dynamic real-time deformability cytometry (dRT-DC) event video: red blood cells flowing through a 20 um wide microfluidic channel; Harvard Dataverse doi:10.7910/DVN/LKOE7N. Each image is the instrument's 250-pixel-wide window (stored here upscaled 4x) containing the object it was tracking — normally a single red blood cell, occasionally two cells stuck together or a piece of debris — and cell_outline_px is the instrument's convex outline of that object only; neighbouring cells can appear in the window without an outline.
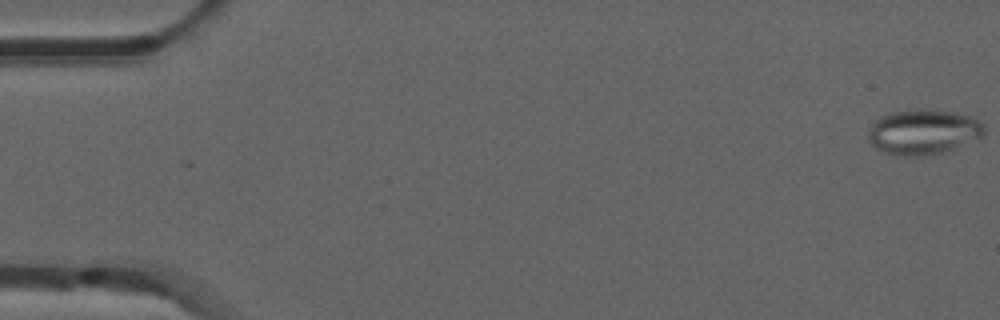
{"species": "common noctule bat (a hibernating species)", "species_latin": "Nyctalus noctula", "temperature_condition": "room temperature", "stored_images_in_passage": 53, "camera_frame_rate_fps": 3000, "um_per_image_px": 0.085, "animal": {"sex": "male", "forearm_length_mm": 52.5}, "frame": {"image": 1, "passage_image": 1, "time_ms": 0.0, "image_size_px": [1000, 320], "cell_outline_px": [[984, 136], [956, 148], [940, 152], [920, 156], [904, 156], [888, 152], [876, 148], [868, 140], [868, 128], [880, 116], [892, 112], [920, 108], [956, 112], [968, 116], [984, 124]], "centroid_in_image_um": [78.48, 11.2], "position_along_channel_um": 6.5, "area_um2": 30.4}}
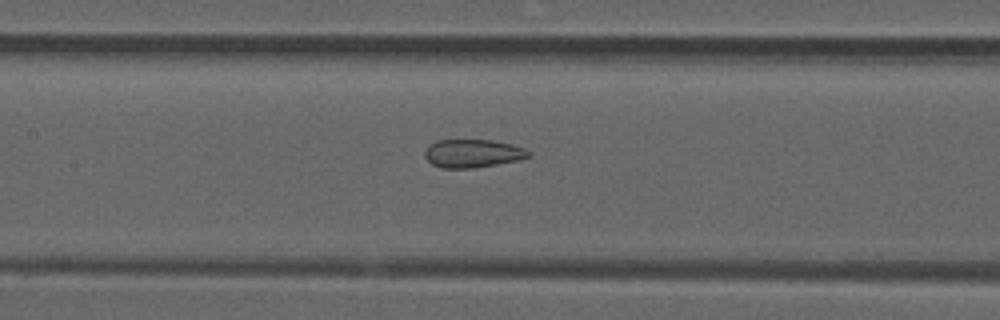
{"frame": {"image": 2, "passage_image": 25, "time_ms": 8.0, "image_size_px": [1000, 320], "cell_outline_px": [[532, 152], [528, 156], [520, 160], [472, 168], [440, 168], [432, 164], [424, 156], [424, 152], [428, 144], [436, 140], [492, 140], [512, 144], [524, 148]], "centroid_in_image_um": [40.15, 13.03], "position_along_channel_um": 167.2, "area_um2": 17.17}}
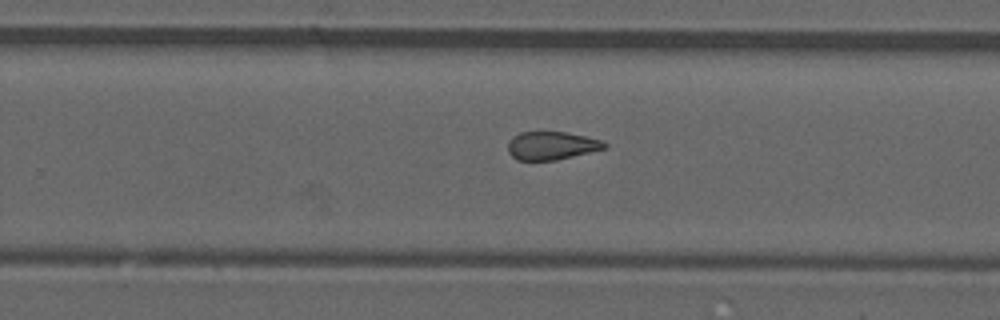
{"frame": {"image": 3, "passage_image": 34, "time_ms": 11.0, "image_size_px": [1000, 320], "cell_outline_px": [[608, 144], [604, 148], [556, 160], [516, 160], [508, 152], [508, 140], [512, 136], [520, 132], [564, 132], [604, 140]], "centroid_in_image_um": [46.84, 12.37], "position_along_channel_um": 283.0, "area_um2": 15.78}, "authors_computed_cell_mechanics": {"area_um2": 17.4556, "velocity_mm_per_s": 3.8835, "shape_relaxation_time_tau1_ms": null, "shape_relaxation_time_tau2_ms": 2.0281, "deformation_change_tau1": null, "deformation_change_tau2": 0.0912}}